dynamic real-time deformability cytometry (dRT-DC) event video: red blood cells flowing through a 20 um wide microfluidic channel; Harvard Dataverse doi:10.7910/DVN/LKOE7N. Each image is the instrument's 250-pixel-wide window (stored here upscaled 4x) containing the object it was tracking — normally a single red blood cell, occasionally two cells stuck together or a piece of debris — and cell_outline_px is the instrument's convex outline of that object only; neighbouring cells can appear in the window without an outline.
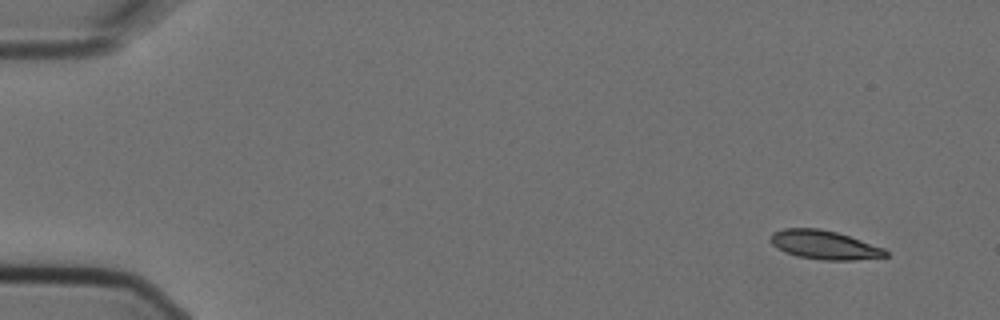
{"species": "Egyptian fruit bat (a non-hibernating species)", "species_latin": "Rousettus aegyptiacus", "temperature_condition": "cold", "stored_images_in_passage": 6, "segment_of_instrument_passage": [2, 2], "camera_frame_rate_fps": 3000, "um_per_image_px": 0.085, "animal": {"sex": "female"}, "frame": {"image": 1, "passage_image": 6, "time_ms": 1.667, "image_size_px": [1000, 320], "cell_outline_px": [[888, 256], [856, 260], [824, 260], [796, 256], [784, 252], [776, 248], [768, 240], [772, 232], [784, 228], [820, 228], [836, 232], [884, 248], [888, 252]], "centroid_in_image_um": [70.01, 20.81], "position_along_channel_um": 15.0, "area_um2": 19.42}}